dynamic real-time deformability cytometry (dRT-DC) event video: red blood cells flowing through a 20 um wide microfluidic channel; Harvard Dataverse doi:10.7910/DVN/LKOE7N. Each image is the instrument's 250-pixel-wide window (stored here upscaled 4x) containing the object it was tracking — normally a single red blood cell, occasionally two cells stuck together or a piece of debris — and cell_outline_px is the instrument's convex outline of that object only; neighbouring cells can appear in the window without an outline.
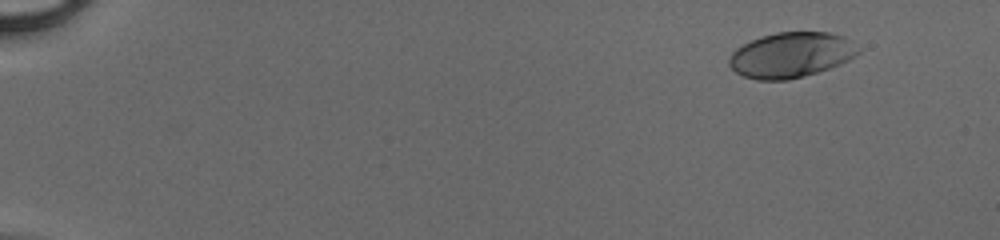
{"species": "human", "species_latin": "Homo sapiens", "temperature_condition": "cold", "stored_images_in_passage": 46, "camera_frame_rate_fps": 3000, "um_per_image_px": 0.085, "donor": {"sex": "male"}, "frame": {"image": 1, "passage_image": 1, "time_ms": 0.0, "image_size_px": [1000, 240], "cell_outline_px": [[860, 52], [856, 56], [840, 64], [804, 76], [788, 80], [756, 80], [744, 76], [736, 72], [728, 64], [728, 56], [736, 48], [760, 36], [776, 32], [828, 32], [844, 36], [860, 48]], "centroid_in_image_um": [67.23, 4.67], "position_along_channel_um": 17.8, "area_um2": 34.16}}
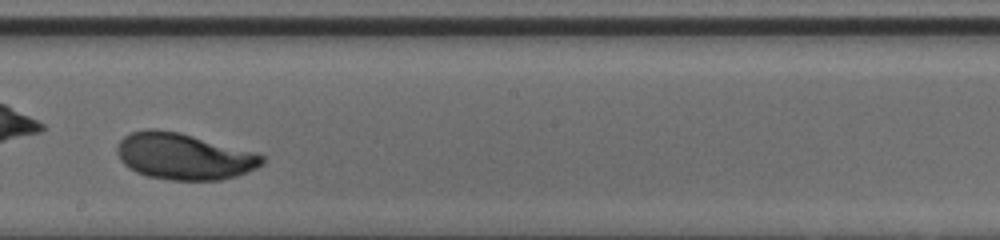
{"frame": {"image": 2, "passage_image": 28, "time_ms": 9.0, "image_size_px": [1000, 240], "cell_outline_px": [[264, 164], [256, 168], [236, 176], [220, 180], [172, 180], [148, 176], [136, 172], [128, 168], [120, 160], [116, 152], [116, 148], [120, 140], [124, 136], [132, 132], [144, 128], [156, 128], [180, 132], [256, 152], [264, 156]], "centroid_in_image_um": [15.61, 13.28], "position_along_channel_um": 232.6, "area_um2": 39.54}}
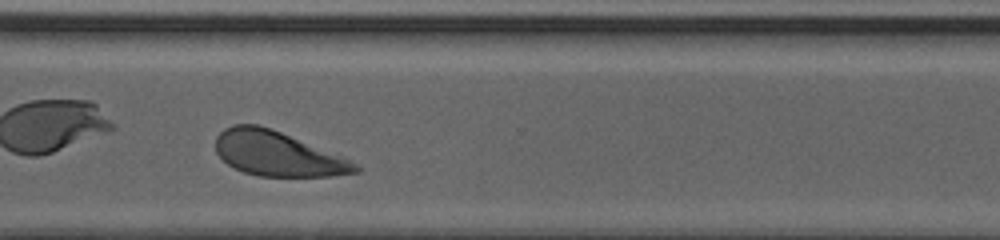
{"frame": {"image": 3, "passage_image": 36, "time_ms": 11.667, "image_size_px": [1000, 240], "cell_outline_px": [[360, 172], [332, 176], [260, 176], [244, 172], [228, 164], [216, 152], [216, 136], [224, 128], [232, 124], [256, 124], [272, 128], [340, 156], [356, 164], [360, 168]], "centroid_in_image_um": [23.55, 13.06], "position_along_channel_um": 347.0, "area_um2": 35.95}}